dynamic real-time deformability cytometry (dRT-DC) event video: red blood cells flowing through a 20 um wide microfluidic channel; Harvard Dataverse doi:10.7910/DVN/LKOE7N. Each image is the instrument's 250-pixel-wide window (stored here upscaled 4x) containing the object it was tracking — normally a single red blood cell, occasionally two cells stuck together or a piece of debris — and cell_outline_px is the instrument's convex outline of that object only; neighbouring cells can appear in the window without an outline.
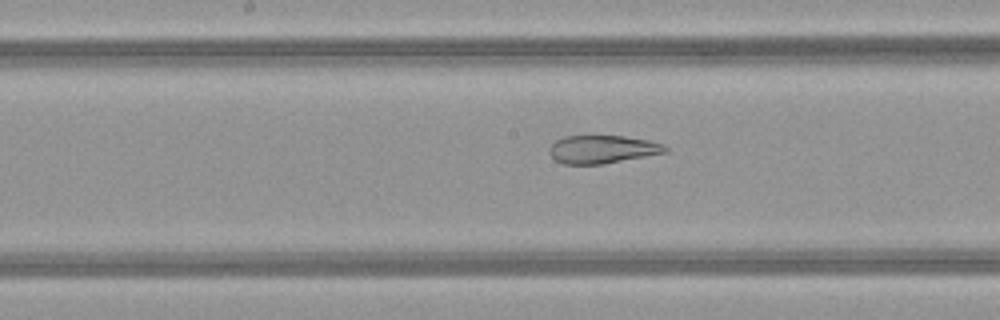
{"species": "common noctule bat (a hibernating species)", "species_latin": "Nyctalus noctula", "temperature_condition": "warm", "stored_images_in_passage": 40, "camera_frame_rate_fps": 3000, "um_per_image_px": 0.085, "animal": {"sex": "female", "body_mass_g": 21.9}, "frame": {"image": 1, "passage_image": 25, "time_ms": 8.0, "image_size_px": [1000, 320], "cell_outline_px": [[668, 152], [600, 164], [564, 164], [556, 160], [548, 152], [552, 144], [556, 140], [564, 136], [588, 132], [592, 132], [624, 136], [652, 140], [664, 144], [668, 148]], "centroid_in_image_um": [51.19, 12.62], "position_along_channel_um": 197.0, "area_um2": 19.83}}
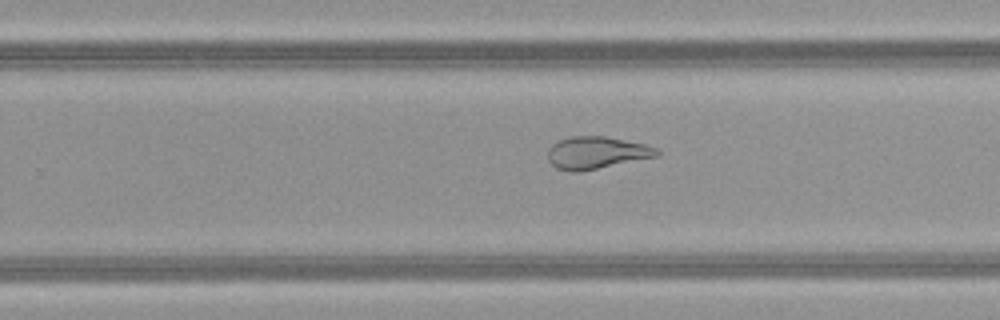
{"frame": {"image": 2, "passage_image": 31, "time_ms": 10.0, "image_size_px": [1000, 320], "cell_outline_px": [[660, 152], [656, 156], [580, 172], [572, 172], [556, 168], [548, 160], [548, 148], [552, 144], [568, 136], [604, 136], [644, 144], [656, 148]], "centroid_in_image_um": [50.64, 12.98], "position_along_channel_um": 279.2, "area_um2": 20.35}}
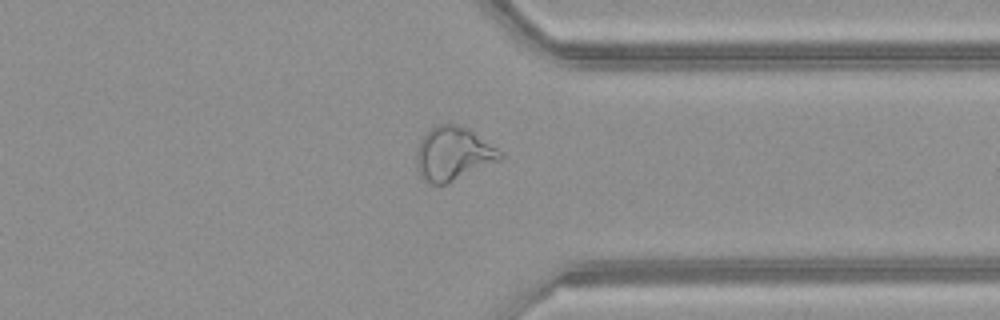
{"frame": {"image": 3, "passage_image": 38, "time_ms": 12.333, "image_size_px": [1000, 320], "cell_outline_px": [[504, 156], [500, 160], [448, 184], [432, 184], [420, 176], [416, 168], [416, 152], [420, 140], [432, 128], [440, 124], [456, 124], [468, 128], [496, 148]], "centroid_in_image_um": [38.5, 13.09], "position_along_channel_um": 372.9, "area_um2": 25.95}}